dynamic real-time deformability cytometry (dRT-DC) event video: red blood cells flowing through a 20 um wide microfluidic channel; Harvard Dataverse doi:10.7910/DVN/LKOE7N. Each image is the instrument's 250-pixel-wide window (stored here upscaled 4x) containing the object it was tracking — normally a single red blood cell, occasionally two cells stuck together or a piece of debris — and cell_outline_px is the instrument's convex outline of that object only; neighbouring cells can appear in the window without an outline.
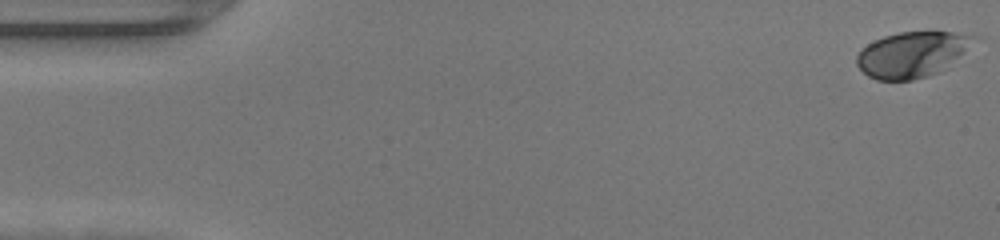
{"species": "human", "species_latin": "Homo sapiens", "temperature_condition": "warm", "stored_images_in_passage": 48, "camera_frame_rate_fps": 3000, "um_per_image_px": 0.085, "donor": {"sex": "female"}, "frame": {"image": 1, "passage_image": 1, "time_ms": 0.0, "image_size_px": [1000, 240], "cell_outline_px": [[980, 36], [964, 52], [940, 72], [928, 76], [912, 80], [876, 80], [868, 76], [856, 64], [856, 56], [868, 44], [884, 36], [900, 32], [952, 32]], "centroid_in_image_um": [77.53, 4.63], "position_along_channel_um": 7.5, "area_um2": 30.87}}
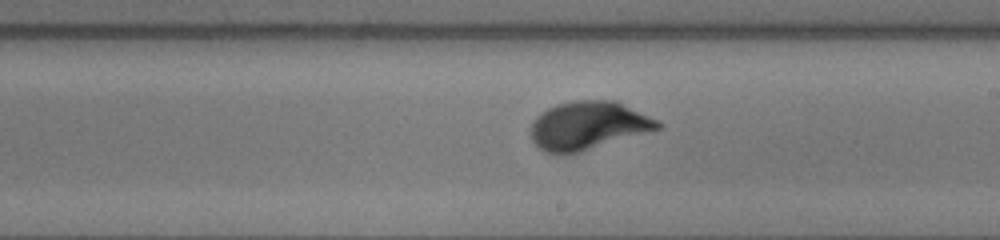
{"frame": {"image": 2, "passage_image": 28, "time_ms": 9.0, "image_size_px": [1000, 240], "cell_outline_px": [[664, 124], [660, 128], [580, 152], [548, 152], [540, 148], [532, 140], [532, 120], [536, 116], [548, 108], [556, 104], [576, 100], [616, 100]], "centroid_in_image_um": [49.99, 10.64], "position_along_channel_um": 239.0, "area_um2": 34.97}}
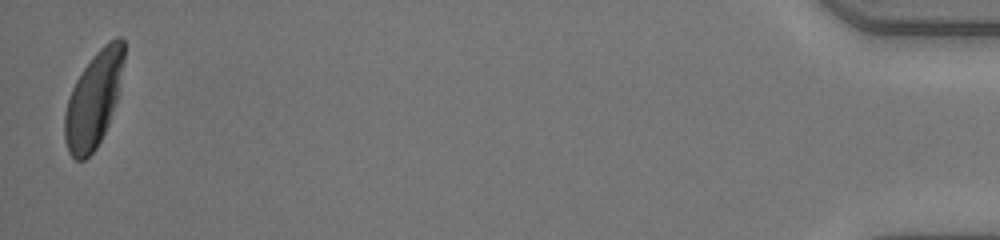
{"frame": {"image": 3, "passage_image": 48, "time_ms": 15.667, "image_size_px": [1000, 240], "cell_outline_px": [[124, 60], [116, 100], [108, 124], [96, 148], [84, 160], [76, 160], [68, 152], [64, 136], [64, 116], [68, 100], [72, 88], [76, 80], [92, 56], [108, 40], [116, 36], [120, 36], [124, 40]], "centroid_in_image_um": [7.95, 8.44], "position_along_channel_um": 427.2, "area_um2": 32.66}, "authors_computed_cell_mechanics": {"area_um2": 33.5529, "velocity_mm_per_s": 4.2872, "shape_relaxation_time_tau1_ms": 2.0739, "shape_relaxation_time_tau2_ms": null, "deformation_change_tau1": 0.1474, "deformation_change_tau2": null}}